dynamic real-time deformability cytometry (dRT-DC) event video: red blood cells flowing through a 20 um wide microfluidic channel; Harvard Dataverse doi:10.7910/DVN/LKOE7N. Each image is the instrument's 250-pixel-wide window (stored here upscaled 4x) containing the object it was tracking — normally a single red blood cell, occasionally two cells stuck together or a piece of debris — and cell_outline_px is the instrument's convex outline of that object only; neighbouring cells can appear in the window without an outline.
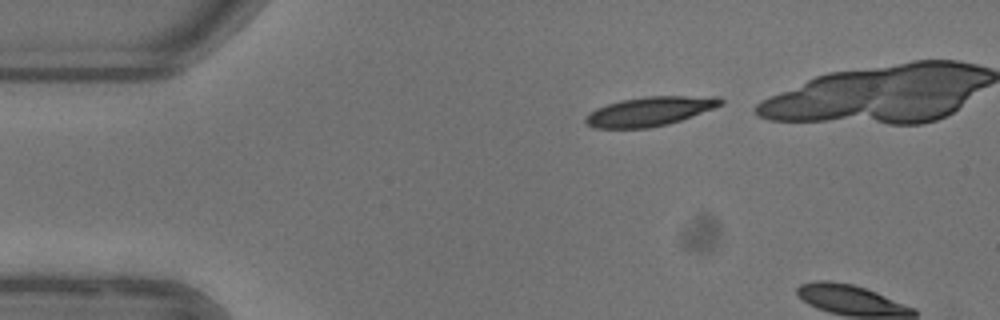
{"species": "common noctule bat (a hibernating species)", "species_latin": "Nyctalus noctula", "temperature_condition": "warm", "stored_images_in_passage": 4, "camera_frame_rate_fps": 3000, "um_per_image_px": 0.085, "animal": {"sex": "female"}, "frame": {"image": 1, "passage_image": 1, "time_ms": 0.0, "image_size_px": [1000, 320], "cell_outline_px": [[724, 104], [680, 120], [668, 124], [648, 128], [592, 128], [584, 120], [584, 116], [588, 112], [596, 108], [620, 100], [644, 96], [720, 96], [724, 100]], "centroid_in_image_um": [55.21, 9.45], "position_along_channel_um": 29.8, "area_um2": 23.12}}